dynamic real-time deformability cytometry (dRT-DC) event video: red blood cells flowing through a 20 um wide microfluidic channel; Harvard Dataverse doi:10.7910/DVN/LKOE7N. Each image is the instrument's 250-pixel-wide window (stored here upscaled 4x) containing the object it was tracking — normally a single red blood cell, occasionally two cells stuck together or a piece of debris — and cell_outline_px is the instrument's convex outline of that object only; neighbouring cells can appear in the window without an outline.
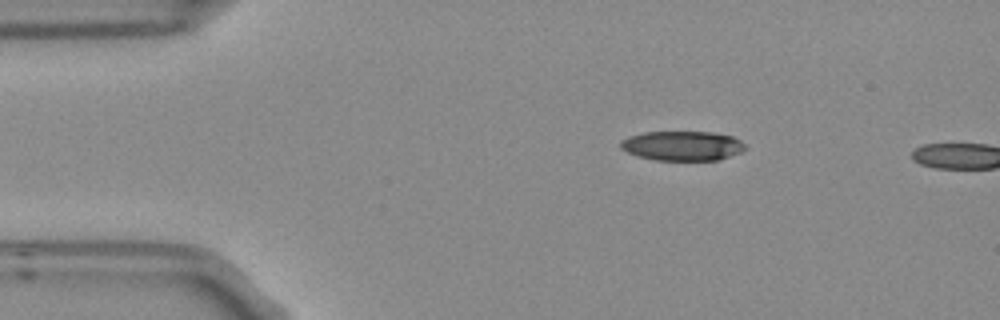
{"species": "Egyptian fruit bat (a non-hibernating species)", "species_latin": "Rousettus aegyptiacus", "temperature_condition": "room temperature", "stored_images_in_passage": 3, "camera_frame_rate_fps": 3000, "um_per_image_px": 0.085, "frame": {"image": 1, "passage_image": 1, "time_ms": 0.0, "image_size_px": [1000, 320], "cell_outline_px": [[748, 148], [740, 152], [720, 160], [656, 160], [636, 156], [620, 148], [620, 140], [628, 136], [644, 132], [712, 132], [732, 136], [740, 140]], "centroid_in_image_um": [57.99, 12.39], "position_along_channel_um": 27.0, "area_um2": 21.62}}